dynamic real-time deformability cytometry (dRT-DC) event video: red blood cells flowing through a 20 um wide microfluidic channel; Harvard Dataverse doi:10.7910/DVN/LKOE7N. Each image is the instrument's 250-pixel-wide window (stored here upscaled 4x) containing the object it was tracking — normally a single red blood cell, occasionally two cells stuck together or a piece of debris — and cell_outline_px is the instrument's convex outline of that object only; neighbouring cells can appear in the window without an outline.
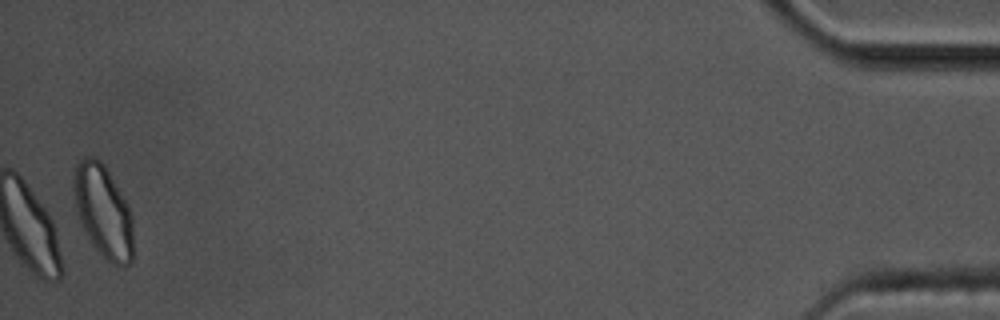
{"species": "common noctule bat (a hibernating species)", "species_latin": "Nyctalus noctula", "temperature_condition": "cold", "stored_images_in_passage": 40, "camera_frame_rate_fps": 3000, "um_per_image_px": 0.085, "animal": {"sex": "male", "body_mass_g": 17.5, "forearm_length_mm": 52.3}, "frame": {"image": 1, "passage_image": 40, "time_ms": 13.0, "image_size_px": [1000, 320], "cell_outline_px": [[132, 264], [124, 268], [116, 268], [92, 244], [84, 232], [76, 216], [72, 188], [72, 180], [76, 164], [84, 156], [92, 156], [100, 160], [104, 164], [128, 204], [132, 216]], "centroid_in_image_um": [8.75, 17.97], "position_along_channel_um": 426.5, "area_um2": 32.77}, "authors_computed_cell_mechanics": {"area_um2": 23.0911, "velocity_mm_per_s": 3.5291, "shape_relaxation_time_tau1_ms": 2.0752, "shape_relaxation_time_tau2_ms": 2.9655, "deformation_change_tau1": 0.0924, "deformation_change_tau2": 0.056}}